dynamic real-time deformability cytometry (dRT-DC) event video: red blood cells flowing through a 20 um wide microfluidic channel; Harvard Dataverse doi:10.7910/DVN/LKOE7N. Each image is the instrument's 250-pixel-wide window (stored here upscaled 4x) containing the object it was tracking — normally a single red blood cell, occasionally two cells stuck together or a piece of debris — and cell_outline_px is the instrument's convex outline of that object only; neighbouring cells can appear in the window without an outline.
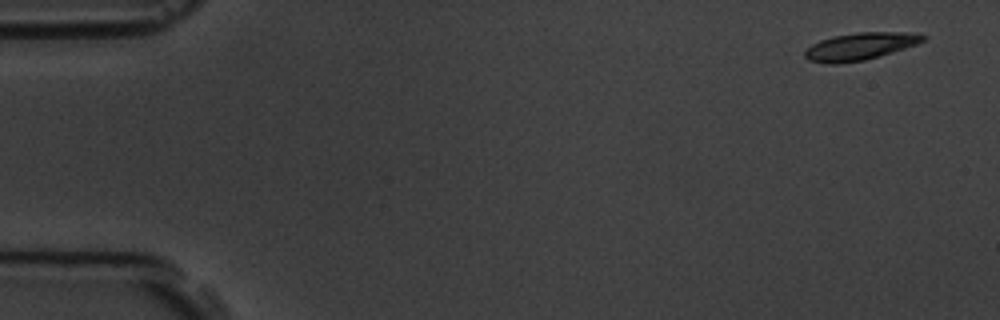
{"species": "common noctule bat (a hibernating species)", "species_latin": "Nyctalus noctula", "temperature_condition": "room temperature", "stored_images_in_passage": 6, "segment_of_instrument_passage": [1, 2], "camera_frame_rate_fps": 3000, "um_per_image_px": 0.085, "animal": {"sex": "male", "body_mass_g": 19.5, "forearm_length_mm": 54.6}, "frame": {"image": 1, "passage_image": 1, "time_ms": 0.0, "image_size_px": [1000, 320], "cell_outline_px": [[928, 36], [924, 40], [916, 44], [880, 56], [864, 60], [836, 64], [828, 64], [808, 60], [804, 56], [804, 52], [812, 44], [820, 40], [832, 36], [856, 32], [908, 32]], "centroid_in_image_um": [73.08, 3.94], "position_along_channel_um": 11.9, "area_um2": 18.79}}